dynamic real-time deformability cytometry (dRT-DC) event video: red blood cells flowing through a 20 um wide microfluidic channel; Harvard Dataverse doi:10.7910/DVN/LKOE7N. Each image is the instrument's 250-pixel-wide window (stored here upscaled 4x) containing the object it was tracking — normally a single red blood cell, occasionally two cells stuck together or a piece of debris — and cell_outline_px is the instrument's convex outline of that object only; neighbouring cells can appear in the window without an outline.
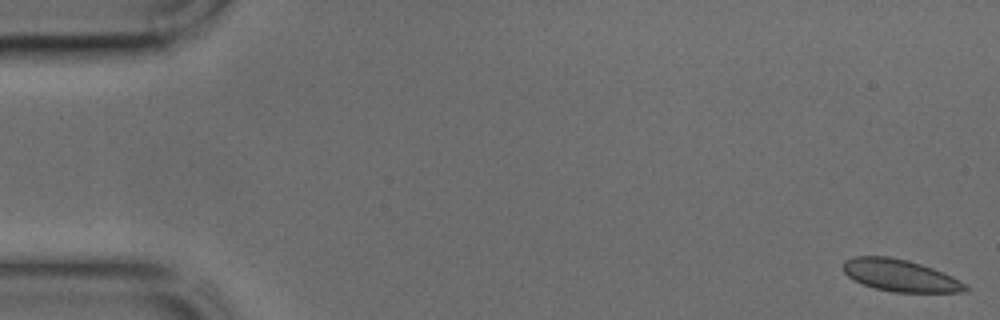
{"species": "common noctule bat (a hibernating species)", "species_latin": "Nyctalus noctula", "temperature_condition": "cold", "stored_images_in_passage": 44, "camera_frame_rate_fps": 3000, "um_per_image_px": 0.085, "animal": {"sex": "male", "body_mass_g": 17.9, "forearm_length_mm": 54.2}, "frame": {"image": 1, "passage_image": 1, "time_ms": 0.0, "image_size_px": [1000, 320], "cell_outline_px": [[968, 288], [964, 292], [896, 292], [872, 288], [848, 276], [844, 272], [844, 260], [856, 256], [888, 256], [908, 260], [932, 268], [952, 276], [964, 284]], "centroid_in_image_um": [76.5, 23.41], "position_along_channel_um": 8.5, "area_um2": 22.48}}
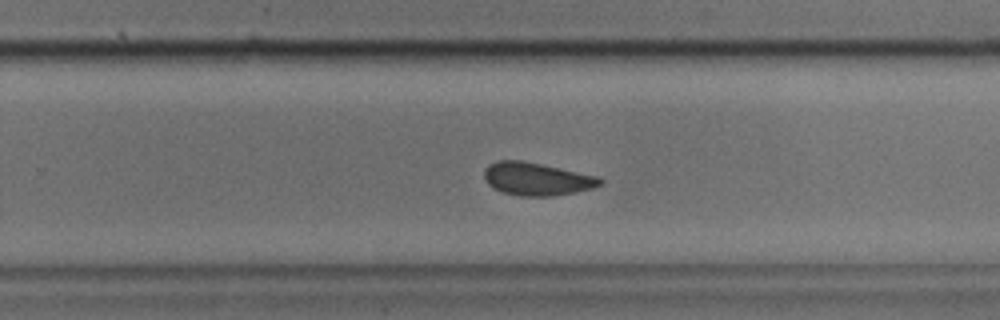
{"frame": {"image": 2, "passage_image": 28, "time_ms": 9.0, "image_size_px": [1000, 320], "cell_outline_px": [[604, 180], [600, 184], [592, 188], [576, 192], [556, 196], [520, 196], [504, 192], [488, 184], [484, 176], [484, 168], [488, 164], [496, 160], [524, 160], [600, 176]], "centroid_in_image_um": [45.64, 15.19], "position_along_channel_um": 284.2, "area_um2": 22.43}}
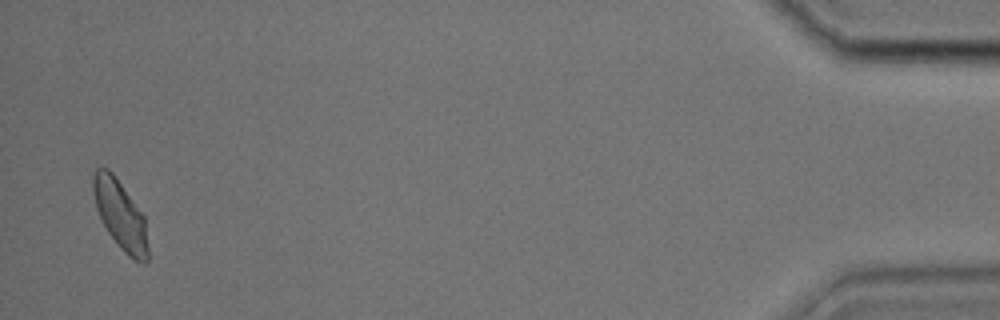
{"frame": {"image": 3, "passage_image": 43, "time_ms": 14.0, "image_size_px": [1000, 320], "cell_outline_px": [[148, 260], [144, 264], [128, 256], [120, 248], [108, 232], [96, 208], [92, 188], [92, 176], [96, 168], [108, 168], [112, 172], [144, 216], [148, 248]], "centroid_in_image_um": [10.22, 18.27], "position_along_channel_um": 425.0, "area_um2": 21.79}}